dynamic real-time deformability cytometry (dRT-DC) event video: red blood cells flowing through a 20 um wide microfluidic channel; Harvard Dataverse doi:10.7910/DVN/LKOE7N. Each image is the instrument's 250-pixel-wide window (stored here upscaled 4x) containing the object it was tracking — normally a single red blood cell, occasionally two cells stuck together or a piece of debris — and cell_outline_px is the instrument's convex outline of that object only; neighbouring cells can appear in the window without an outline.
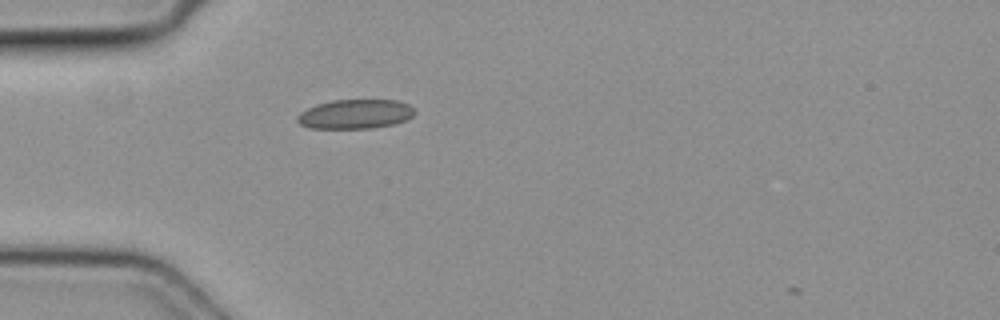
{"species": "common noctule bat (a hibernating species)", "species_latin": "Nyctalus noctula", "temperature_condition": "cold", "stored_images_in_passage": 1, "camera_frame_rate_fps": 3000, "um_per_image_px": 0.085, "animal": {"sex": "female", "body_mass_g": 19.3, "forearm_length_mm": 54.1}, "frame": {"image": 1, "passage_image": 1, "time_ms": 0.0, "image_size_px": [1000, 320], "cell_outline_px": [[416, 112], [412, 116], [404, 120], [392, 124], [372, 128], [308, 128], [300, 124], [296, 120], [296, 116], [300, 112], [316, 104], [332, 100], [396, 100], [408, 104]], "centroid_in_image_um": [30.15, 9.69], "position_along_channel_um": 54.8, "area_um2": 20.0}}